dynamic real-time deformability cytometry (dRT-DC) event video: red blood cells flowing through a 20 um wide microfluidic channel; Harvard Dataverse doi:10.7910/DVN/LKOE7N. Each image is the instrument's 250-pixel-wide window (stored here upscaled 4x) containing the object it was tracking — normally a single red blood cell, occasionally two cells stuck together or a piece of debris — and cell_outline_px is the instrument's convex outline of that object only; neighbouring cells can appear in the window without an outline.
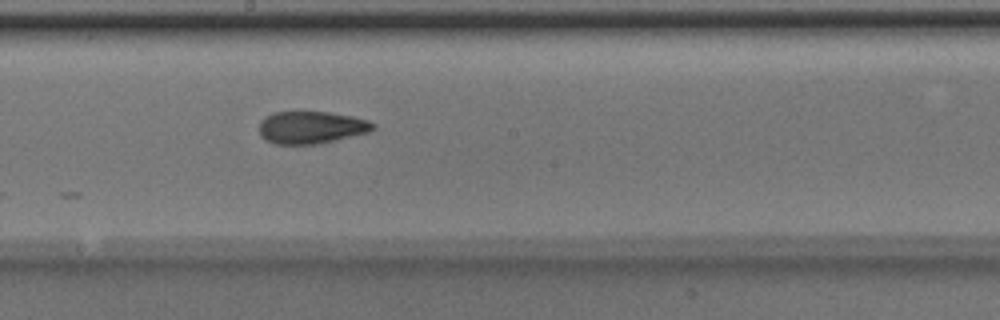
{"species": "Egyptian fruit bat (a non-hibernating species)", "species_latin": "Rousettus aegyptiacus", "temperature_condition": "room temperature", "stored_images_in_passage": 7, "camera_frame_rate_fps": 3000, "um_per_image_px": 0.085, "animal": {"sex": "male"}, "frame": {"image": 1, "passage_image": 7, "time_ms": 2.0, "image_size_px": [1000, 320], "cell_outline_px": [[376, 128], [368, 132], [316, 144], [276, 144], [264, 140], [260, 136], [260, 120], [264, 116], [272, 112], [328, 112], [352, 116], [368, 120], [376, 124]], "centroid_in_image_um": [26.42, 10.82], "position_along_channel_um": 221.8, "area_um2": 21.5}}